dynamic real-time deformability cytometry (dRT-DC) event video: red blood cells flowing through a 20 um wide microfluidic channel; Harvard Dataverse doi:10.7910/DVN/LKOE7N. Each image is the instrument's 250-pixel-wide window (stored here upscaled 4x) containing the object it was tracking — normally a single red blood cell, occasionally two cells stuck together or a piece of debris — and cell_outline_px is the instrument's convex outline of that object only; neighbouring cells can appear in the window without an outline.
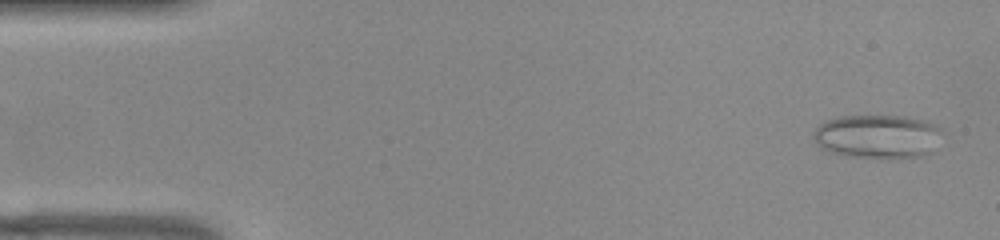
{"species": "common noctule bat (a hibernating species)", "species_latin": "Nyctalus noctula", "temperature_condition": "warm", "stored_images_in_passage": 51, "camera_frame_rate_fps": 3000, "um_per_image_px": 0.085, "animal": {"sex": "female", "body_mass_g": 22.0, "forearm_length_mm": 56.7}, "frame": {"image": 1, "passage_image": 2, "time_ms": 0.333, "image_size_px": [1000, 240], "cell_outline_px": [[940, 128], [932, 152], [924, 156], [880, 160], [848, 156], [832, 152], [820, 148], [816, 140], [816, 128], [824, 120], [840, 116], [904, 116], [928, 120], [936, 124]], "centroid_in_image_um": [74.61, 11.62], "position_along_channel_um": 10.4, "area_um2": 33.12}}
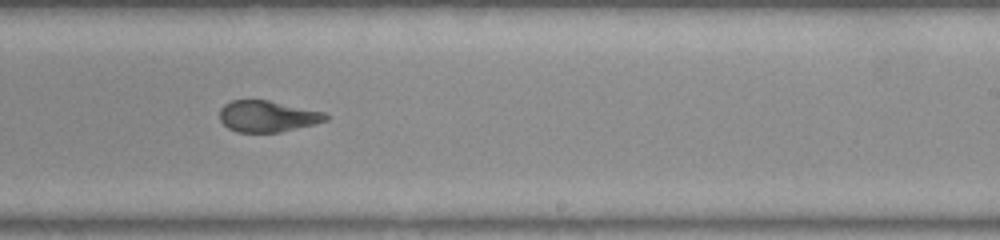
{"frame": {"image": 2, "passage_image": 31, "time_ms": 10.0, "image_size_px": [1000, 240], "cell_outline_px": [[328, 120], [316, 124], [280, 132], [236, 132], [228, 128], [220, 120], [220, 108], [224, 104], [232, 100], [268, 100], [324, 112], [328, 116]], "centroid_in_image_um": [22.73, 9.89], "position_along_channel_um": 266.3, "area_um2": 19.36}}
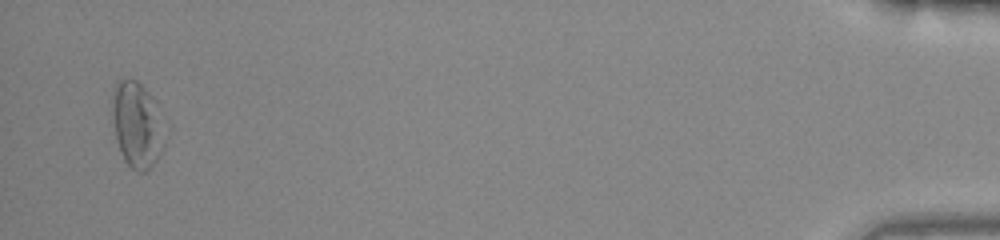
{"frame": {"image": 3, "passage_image": 50, "time_ms": 16.333, "image_size_px": [1000, 240], "cell_outline_px": [[168, 136], [156, 160], [144, 172], [136, 172], [124, 160], [120, 152], [116, 140], [112, 120], [112, 112], [116, 84], [120, 80], [136, 80], [148, 92]], "centroid_in_image_um": [11.64, 10.67], "position_along_channel_um": 423.6, "area_um2": 25.66}, "authors_computed_cell_mechanics": {"area_um2": 20.8658, "velocity_mm_per_s": 3.8943, "shape_relaxation_time_tau1_ms": null, "shape_relaxation_time_tau2_ms": 1.6705, "deformation_change_tau1": null, "deformation_change_tau2": 0.0923}}